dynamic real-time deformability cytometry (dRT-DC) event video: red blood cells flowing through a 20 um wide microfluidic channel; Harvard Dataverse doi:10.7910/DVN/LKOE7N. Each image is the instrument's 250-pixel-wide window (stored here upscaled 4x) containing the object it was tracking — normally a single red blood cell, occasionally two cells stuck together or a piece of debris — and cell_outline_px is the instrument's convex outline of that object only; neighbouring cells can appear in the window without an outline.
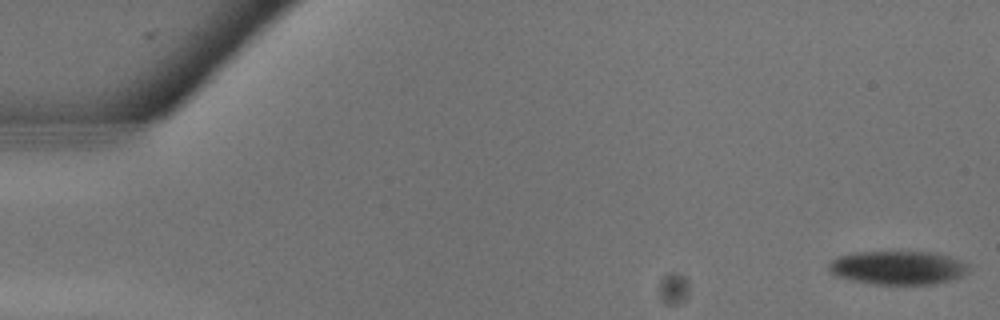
{"species": "common noctule bat (a hibernating species)", "species_latin": "Nyctalus noctula", "temperature_condition": "warm", "stored_images_in_passage": 14, "camera_frame_rate_fps": 3000, "um_per_image_px": 0.085, "animal": {"sex": "male", "body_mass_g": 13.3}, "frame": {"image": 1, "passage_image": 1, "time_ms": 0.0, "image_size_px": [1000, 320], "cell_outline_px": [[968, 268], [960, 276], [936, 284], [876, 284], [836, 276], [828, 268], [828, 264], [832, 260], [840, 256], [856, 252], [928, 252], [948, 256], [968, 264]], "centroid_in_image_um": [76.29, 22.75], "position_along_channel_um": 8.7, "area_um2": 26.82}}
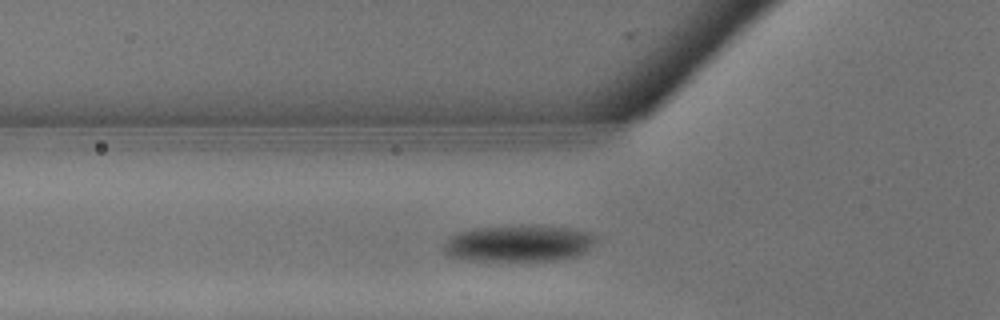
{"frame": {"image": 2, "passage_image": 10, "time_ms": 3.0, "image_size_px": [1000, 320], "cell_outline_px": [[596, 240], [588, 252], [576, 256], [560, 260], [460, 260], [448, 256], [440, 248], [448, 236], [456, 232], [476, 228], [568, 228], [592, 232], [596, 236]], "centroid_in_image_um": [44.04, 20.73], "position_along_channel_um": 81.8, "area_um2": 31.91}}
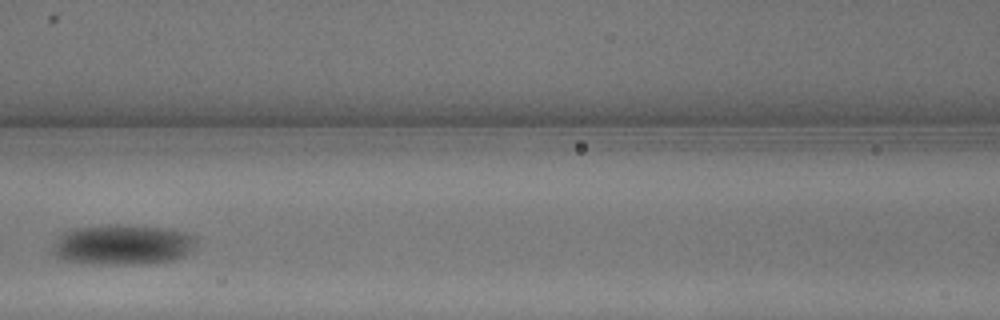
{"frame": {"image": 3, "passage_image": 13, "time_ms": 4.0, "image_size_px": [1000, 320], "cell_outline_px": [[196, 240], [188, 252], [184, 256], [176, 260], [148, 264], [92, 264], [56, 260], [52, 252], [52, 244], [64, 232], [76, 228], [112, 224], [116, 224], [164, 228], [184, 232], [196, 236]], "centroid_in_image_um": [10.36, 20.82], "position_along_channel_um": 156.2, "area_um2": 34.1}}